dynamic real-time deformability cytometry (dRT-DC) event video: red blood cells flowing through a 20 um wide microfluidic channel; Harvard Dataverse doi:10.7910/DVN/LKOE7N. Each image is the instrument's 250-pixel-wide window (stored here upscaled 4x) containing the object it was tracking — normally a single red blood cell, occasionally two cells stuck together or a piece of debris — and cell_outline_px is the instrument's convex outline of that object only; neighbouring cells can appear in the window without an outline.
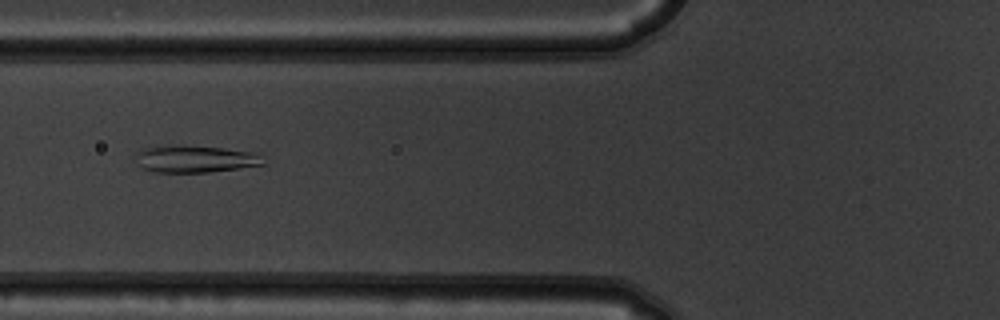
{"species": "common noctule bat (a hibernating species)", "species_latin": "Nyctalus noctula", "temperature_condition": "warm", "stored_images_in_passage": 8, "camera_frame_rate_fps": 3000, "um_per_image_px": 0.085, "animal": {"sex": "male", "body_mass_g": 19.5, "forearm_length_mm": 54.6}, "frame": {"image": 1, "passage_image": 6, "time_ms": 1.667, "image_size_px": [1000, 320], "cell_outline_px": [[264, 164], [240, 168], [208, 172], [152, 172], [140, 168], [136, 164], [132, 156], [136, 152], [144, 148], [156, 144], [176, 144], [224, 148], [264, 152]], "centroid_in_image_um": [16.54, 13.48], "position_along_channel_um": 109.3, "area_um2": 21.27}}